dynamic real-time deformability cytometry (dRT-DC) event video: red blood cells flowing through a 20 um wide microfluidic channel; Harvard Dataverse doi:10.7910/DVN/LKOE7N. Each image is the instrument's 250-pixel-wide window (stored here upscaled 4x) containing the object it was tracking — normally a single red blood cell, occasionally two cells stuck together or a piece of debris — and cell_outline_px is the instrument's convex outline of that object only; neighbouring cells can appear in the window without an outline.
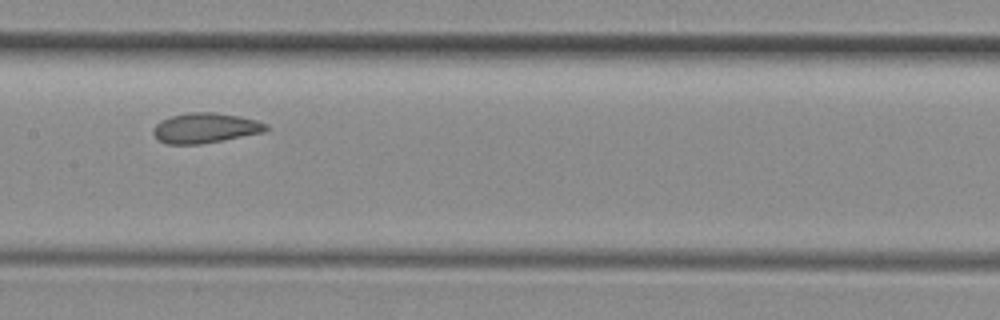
{"species": "common noctule bat (a hibernating species)", "species_latin": "Nyctalus noctula", "temperature_condition": "room temperature", "stored_images_in_passage": 8, "camera_frame_rate_fps": 3000, "um_per_image_px": 0.085, "animal": {"sex": "female", "body_mass_g": 29.2, "forearm_length_mm": 56.3}, "frame": {"image": 1, "passage_image": 8, "time_ms": 2.333, "image_size_px": [1000, 320], "cell_outline_px": [[268, 128], [264, 132], [200, 144], [168, 144], [160, 140], [152, 132], [152, 128], [160, 120], [172, 116], [188, 112], [216, 112], [240, 116], [256, 120], [268, 124]], "centroid_in_image_um": [17.44, 10.86], "position_along_channel_um": 190.0, "area_um2": 19.71}}